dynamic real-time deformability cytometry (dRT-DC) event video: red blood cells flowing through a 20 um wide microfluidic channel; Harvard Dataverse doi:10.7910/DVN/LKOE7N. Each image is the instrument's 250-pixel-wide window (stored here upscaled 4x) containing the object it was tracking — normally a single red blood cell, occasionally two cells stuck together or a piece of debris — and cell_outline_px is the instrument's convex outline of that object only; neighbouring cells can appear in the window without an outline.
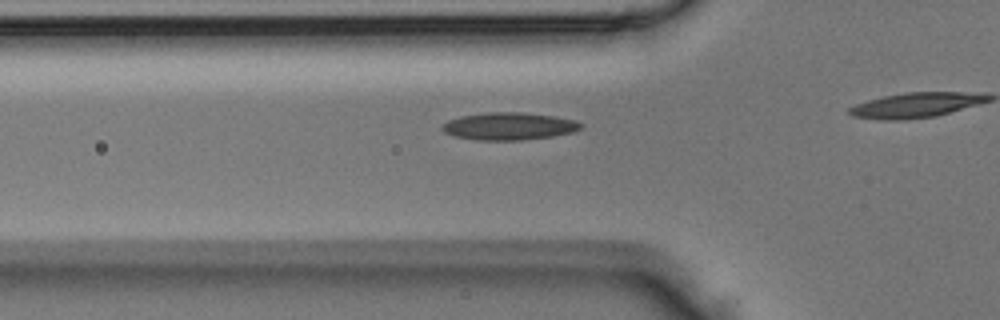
{"species": "Egyptian fruit bat (a non-hibernating species)", "species_latin": "Rousettus aegyptiacus", "temperature_condition": "room temperature", "stored_images_in_passage": 16, "camera_frame_rate_fps": 3000, "um_per_image_px": 0.085, "animal": {"sex": "male"}, "frame": {"image": 1, "passage_image": 12, "time_ms": 3.667, "image_size_px": [1000, 320], "cell_outline_px": [[584, 124], [576, 132], [552, 136], [520, 140], [476, 140], [452, 136], [444, 132], [440, 128], [440, 124], [448, 120], [460, 116], [488, 112], [520, 112], [556, 116], [576, 120]], "centroid_in_image_um": [43.25, 10.72], "position_along_channel_um": 82.6, "area_um2": 22.48}}